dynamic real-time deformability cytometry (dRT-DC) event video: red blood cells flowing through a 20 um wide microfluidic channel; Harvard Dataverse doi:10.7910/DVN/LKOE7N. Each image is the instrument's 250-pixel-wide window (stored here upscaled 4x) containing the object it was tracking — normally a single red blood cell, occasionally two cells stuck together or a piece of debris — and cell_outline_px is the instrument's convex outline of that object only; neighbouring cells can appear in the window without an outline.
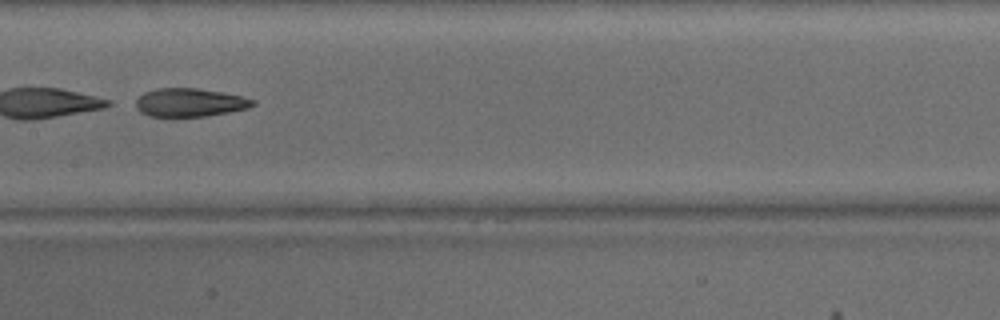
{"species": "common noctule bat (a hibernating species)", "species_latin": "Nyctalus noctula", "temperature_condition": "warm", "stored_images_in_passage": 32, "camera_frame_rate_fps": 3000, "um_per_image_px": 0.085, "animal": {"sex": "male", "body_mass_g": 15.6}, "frame": {"image": 1, "passage_image": 14, "time_ms": 4.333, "image_size_px": [1000, 320], "cell_outline_px": [[256, 104], [248, 108], [232, 112], [208, 116], [148, 116], [140, 112], [136, 108], [136, 100], [144, 92], [156, 88], [196, 88], [220, 92], [240, 96], [256, 100]], "centroid_in_image_um": [16.14, 8.72], "position_along_channel_um": 191.3, "area_um2": 19.36}}
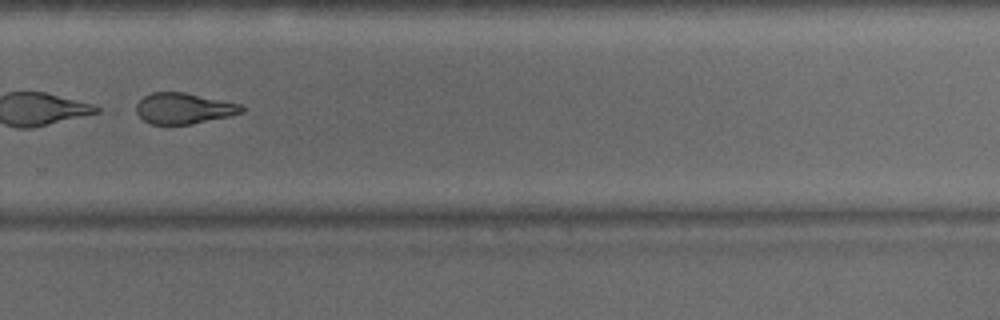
{"frame": {"image": 2, "passage_image": 23, "time_ms": 7.333, "image_size_px": [1000, 320], "cell_outline_px": [[244, 112], [228, 116], [192, 124], [148, 124], [136, 112], [136, 104], [144, 96], [152, 92], [184, 92], [240, 104], [244, 108]], "centroid_in_image_um": [15.59, 9.21], "position_along_channel_um": 314.2, "area_um2": 18.84}}